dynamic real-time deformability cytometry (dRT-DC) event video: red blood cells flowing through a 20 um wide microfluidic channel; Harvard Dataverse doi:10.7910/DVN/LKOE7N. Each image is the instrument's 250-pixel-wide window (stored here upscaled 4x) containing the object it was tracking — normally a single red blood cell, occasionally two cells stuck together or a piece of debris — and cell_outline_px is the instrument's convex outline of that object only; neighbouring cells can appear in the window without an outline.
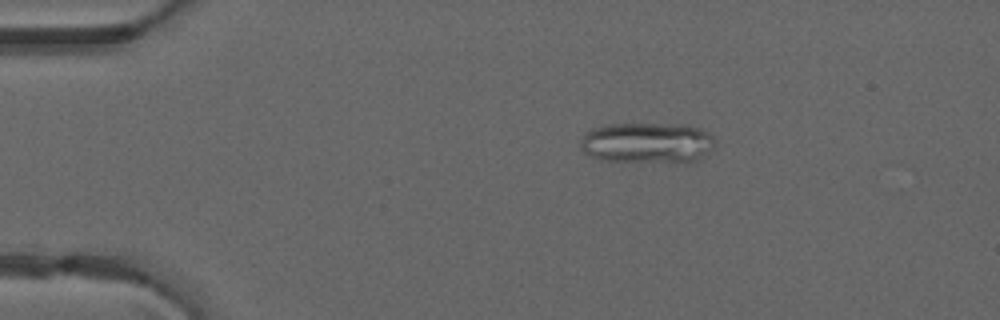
{"species": "common noctule bat (a hibernating species)", "species_latin": "Nyctalus noctula", "temperature_condition": "warm", "stored_images_in_passage": 50, "camera_frame_rate_fps": 3000, "um_per_image_px": 0.085, "animal": {"sex": "male", "forearm_length_mm": 52.5}, "frame": {"image": 1, "passage_image": 10, "time_ms": 3.0, "image_size_px": [1000, 320], "cell_outline_px": [[712, 144], [700, 160], [600, 160], [584, 152], [580, 148], [580, 140], [584, 132], [592, 128], [608, 124], [684, 124], [700, 128], [708, 132], [712, 136]], "centroid_in_image_um": [54.92, 12.09], "position_along_channel_um": 30.1, "area_um2": 31.1}}